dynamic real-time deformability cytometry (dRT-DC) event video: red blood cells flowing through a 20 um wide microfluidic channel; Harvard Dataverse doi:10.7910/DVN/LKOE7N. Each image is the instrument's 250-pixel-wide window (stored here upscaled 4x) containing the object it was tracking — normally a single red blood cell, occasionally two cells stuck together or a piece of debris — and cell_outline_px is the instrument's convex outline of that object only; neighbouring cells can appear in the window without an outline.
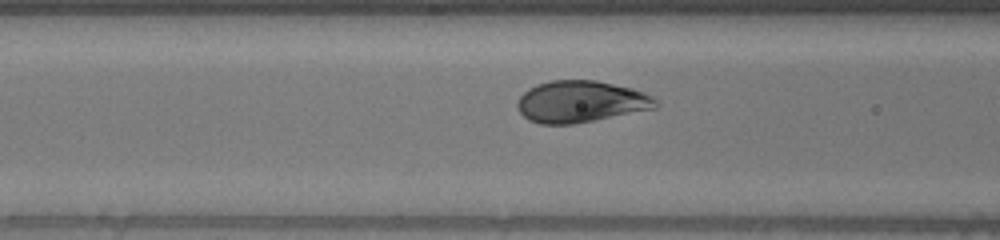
{"species": "human", "species_latin": "Homo sapiens", "temperature_condition": "warm", "stored_images_in_passage": 56, "camera_frame_rate_fps": 3000, "um_per_image_px": 0.085, "donor": {"sex": "male"}, "frame": {"image": 1, "passage_image": 20, "time_ms": 6.333, "image_size_px": [1000, 240], "cell_outline_px": [[660, 104], [656, 108], [576, 124], [540, 124], [528, 120], [516, 108], [516, 104], [520, 96], [528, 88], [536, 84], [552, 80], [596, 80], [632, 88], [644, 92], [652, 96]], "centroid_in_image_um": [49.36, 8.64], "position_along_channel_um": 117.2, "area_um2": 33.87}}
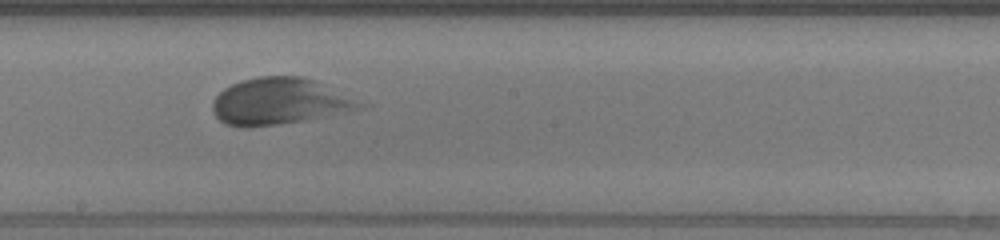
{"frame": {"image": 2, "passage_image": 29, "time_ms": 9.333, "image_size_px": [1000, 240], "cell_outline_px": [[372, 104], [364, 108], [348, 112], [304, 120], [248, 128], [244, 128], [224, 124], [212, 112], [212, 104], [216, 96], [224, 88], [240, 80], [260, 76], [304, 76]], "centroid_in_image_um": [23.81, 8.62], "position_along_channel_um": 224.4, "area_um2": 40.46}}
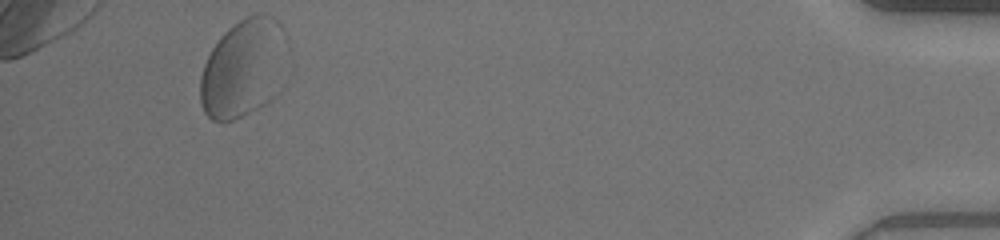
{"frame": {"image": 3, "passage_image": 51, "time_ms": 16.667, "image_size_px": [1000, 240], "cell_outline_px": [[284, 88], [276, 96], [264, 104], [232, 120], [212, 120], [204, 112], [200, 100], [200, 76], [204, 64], [212, 48], [220, 36], [228, 28], [240, 20], [256, 12], [264, 12], [272, 16], [280, 24]], "centroid_in_image_um": [20.66, 5.81], "position_along_channel_um": 414.5, "area_um2": 49.25}}